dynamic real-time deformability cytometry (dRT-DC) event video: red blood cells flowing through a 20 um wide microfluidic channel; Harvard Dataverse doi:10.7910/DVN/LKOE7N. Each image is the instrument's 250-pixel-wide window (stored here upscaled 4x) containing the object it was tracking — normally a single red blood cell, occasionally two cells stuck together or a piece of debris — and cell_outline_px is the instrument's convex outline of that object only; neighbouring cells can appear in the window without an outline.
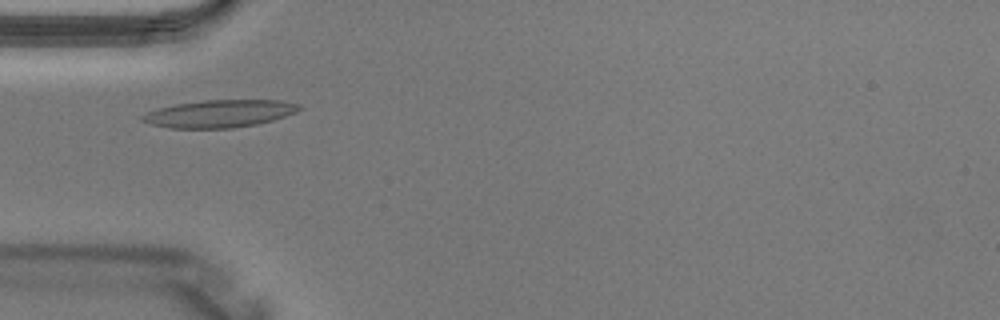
{"species": "Egyptian fruit bat (a non-hibernating species)", "species_latin": "Rousettus aegyptiacus", "temperature_condition": "warm", "stored_images_in_passage": 2, "camera_frame_rate_fps": 3000, "um_per_image_px": 0.085, "animal": {"sex": "male"}, "frame": {"image": 1, "passage_image": 1, "time_ms": 0.0, "image_size_px": [1000, 320], "cell_outline_px": [[304, 108], [296, 112], [272, 120], [256, 124], [232, 128], [168, 128], [152, 124], [140, 120], [140, 116], [156, 108], [176, 104], [204, 100], [280, 100], [300, 104]], "centroid_in_image_um": [18.66, 9.65], "position_along_channel_um": 66.3, "area_um2": 25.14}}